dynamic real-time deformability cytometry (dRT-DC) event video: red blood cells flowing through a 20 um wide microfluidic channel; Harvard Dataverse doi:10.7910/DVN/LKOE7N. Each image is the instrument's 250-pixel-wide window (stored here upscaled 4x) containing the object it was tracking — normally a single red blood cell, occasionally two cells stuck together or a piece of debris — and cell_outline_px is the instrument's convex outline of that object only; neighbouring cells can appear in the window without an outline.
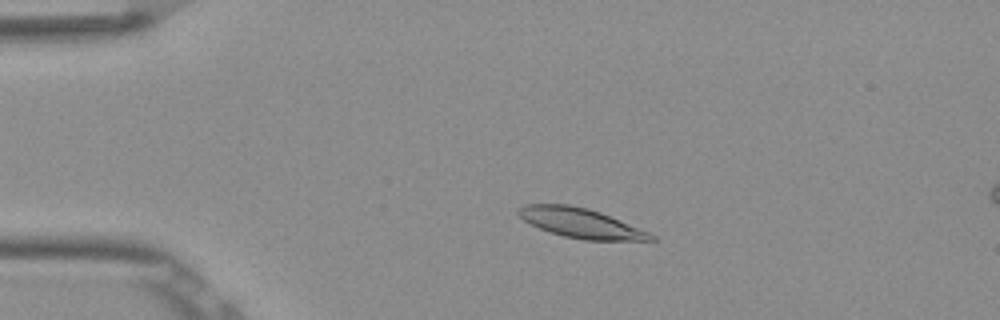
{"species": "Egyptian fruit bat (a non-hibernating species)", "species_latin": "Rousettus aegyptiacus", "temperature_condition": "room temperature", "stored_images_in_passage": 53, "camera_frame_rate_fps": 3000, "um_per_image_px": 0.085, "frame": {"image": 1, "passage_image": 11, "time_ms": 3.333, "image_size_px": [1000, 320], "cell_outline_px": [[656, 240], [584, 240], [564, 236], [548, 232], [524, 220], [516, 212], [516, 208], [524, 204], [568, 204], [588, 208], [600, 212], [648, 232], [656, 236]], "centroid_in_image_um": [49.32, 18.95], "position_along_channel_um": 35.7, "area_um2": 22.72}}
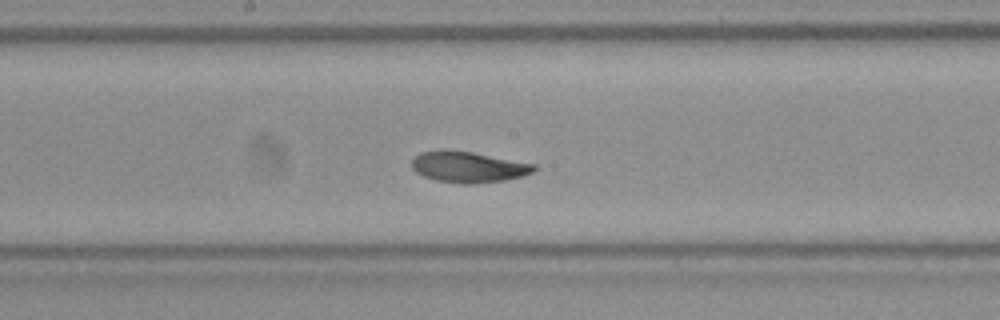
{"frame": {"image": 2, "passage_image": 28, "time_ms": 9.0, "image_size_px": [1000, 320], "cell_outline_px": [[536, 168], [532, 172], [520, 176], [504, 180], [472, 184], [460, 184], [436, 180], [424, 176], [416, 172], [412, 168], [412, 160], [420, 152], [440, 148], [472, 152], [536, 164]], "centroid_in_image_um": [39.76, 14.18], "position_along_channel_um": 208.4, "area_um2": 22.14}}
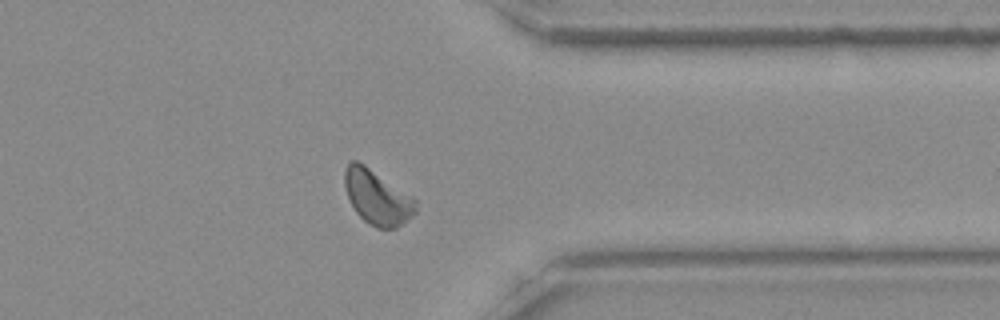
{"frame": {"image": 3, "passage_image": 42, "time_ms": 13.667, "image_size_px": [1000, 320], "cell_outline_px": [[416, 212], [396, 228], [376, 228], [368, 224], [356, 212], [348, 196], [344, 184], [344, 168], [352, 160], [356, 160], [364, 164], [412, 196], [416, 200]], "centroid_in_image_um": [32.05, 16.76], "position_along_channel_um": 379.4, "area_um2": 22.37}, "authors_computed_cell_mechanics": {"area_um2": 22.3108, "velocity_mm_per_s": 3.8164, "shape_relaxation_time_tau1_ms": 2.5624, "shape_relaxation_time_tau2_ms": 1.679, "deformation_change_tau1": 0.1116, "deformation_change_tau2": 0.056}}